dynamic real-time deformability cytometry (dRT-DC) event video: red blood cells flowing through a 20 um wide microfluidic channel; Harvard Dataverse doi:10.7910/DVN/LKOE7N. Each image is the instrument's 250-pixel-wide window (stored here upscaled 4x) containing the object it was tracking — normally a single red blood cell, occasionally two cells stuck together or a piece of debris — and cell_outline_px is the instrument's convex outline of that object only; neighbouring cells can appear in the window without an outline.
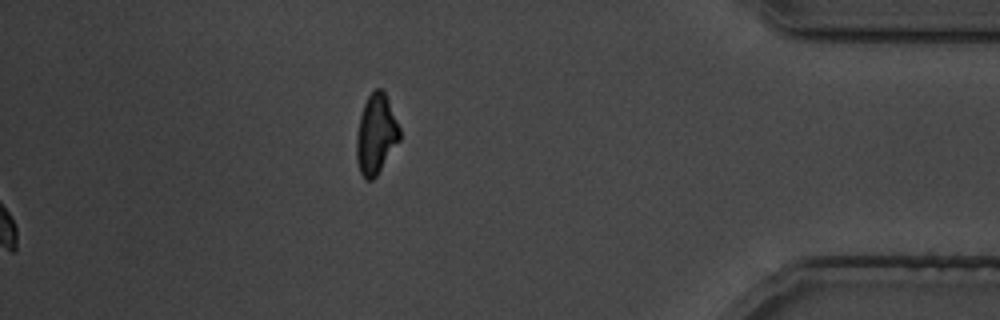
{"species": "common noctule bat (a hibernating species)", "species_latin": "Nyctalus noctula", "temperature_condition": "cold", "stored_images_in_passage": 33, "camera_frame_rate_fps": 3000, "um_per_image_px": 0.085, "animal": {"sex": "male", "body_mass_g": 19.5, "forearm_length_mm": 54.6}, "frame": {"image": 1, "passage_image": 33, "time_ms": 39.333, "image_size_px": [1000, 320], "cell_outline_px": [[400, 140], [376, 176], [372, 180], [364, 180], [360, 172], [356, 160], [356, 136], [360, 116], [364, 104], [368, 96], [376, 88], [380, 88], [384, 92], [388, 100], [400, 128]], "centroid_in_image_um": [31.95, 11.44], "position_along_channel_um": 403.3, "area_um2": 20.0}}